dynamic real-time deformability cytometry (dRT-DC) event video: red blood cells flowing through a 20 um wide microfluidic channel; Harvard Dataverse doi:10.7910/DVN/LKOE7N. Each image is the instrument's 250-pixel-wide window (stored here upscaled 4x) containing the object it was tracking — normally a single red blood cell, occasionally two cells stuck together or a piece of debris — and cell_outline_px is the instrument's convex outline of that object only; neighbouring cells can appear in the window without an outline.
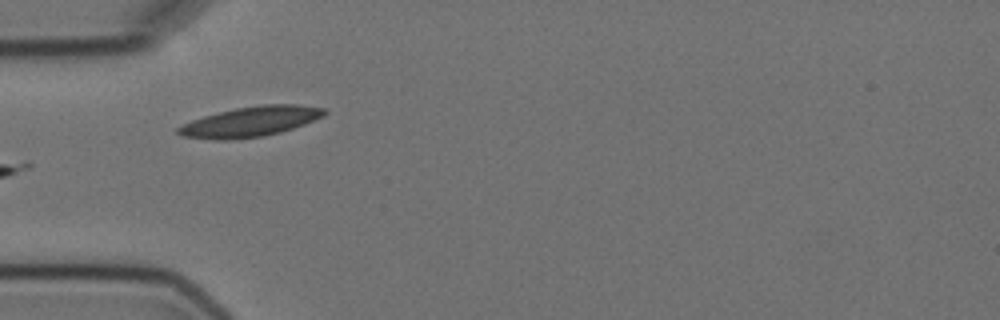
{"species": "Egyptian fruit bat (a non-hibernating species)", "species_latin": "Rousettus aegyptiacus", "temperature_condition": "cold", "stored_images_in_passage": 6, "camera_frame_rate_fps": 3000, "um_per_image_px": 0.085, "animal": {"sex": "female"}, "frame": {"image": 1, "passage_image": 5, "time_ms": 5.667, "image_size_px": [1000, 320], "cell_outline_px": [[328, 112], [324, 116], [304, 124], [280, 132], [264, 136], [228, 140], [212, 140], [184, 136], [176, 132], [176, 128], [180, 124], [204, 116], [236, 108], [264, 104], [296, 104], [324, 108]], "centroid_in_image_um": [21.28, 10.34], "position_along_channel_um": 63.7, "area_um2": 25.61}}
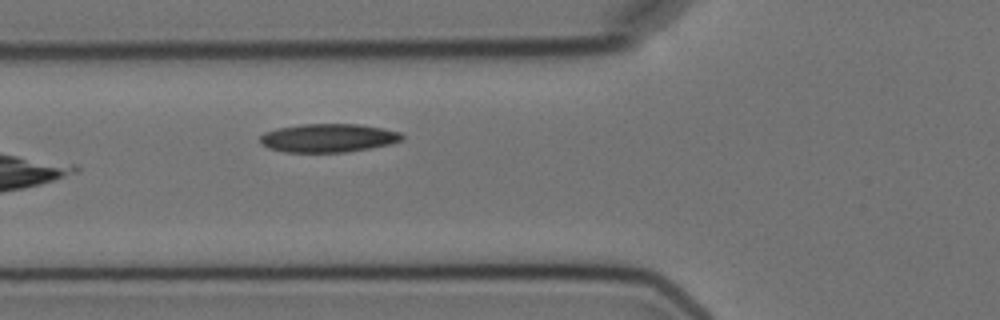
{"frame": {"image": 2, "passage_image": 6, "time_ms": 6.667, "image_size_px": [1000, 320], "cell_outline_px": [[404, 140], [392, 144], [344, 152], [284, 152], [268, 148], [260, 144], [260, 136], [264, 132], [276, 128], [300, 124], [356, 124], [384, 128], [400, 132], [404, 136]], "centroid_in_image_um": [27.89, 11.72], "position_along_channel_um": 97.9, "area_um2": 23.76}}